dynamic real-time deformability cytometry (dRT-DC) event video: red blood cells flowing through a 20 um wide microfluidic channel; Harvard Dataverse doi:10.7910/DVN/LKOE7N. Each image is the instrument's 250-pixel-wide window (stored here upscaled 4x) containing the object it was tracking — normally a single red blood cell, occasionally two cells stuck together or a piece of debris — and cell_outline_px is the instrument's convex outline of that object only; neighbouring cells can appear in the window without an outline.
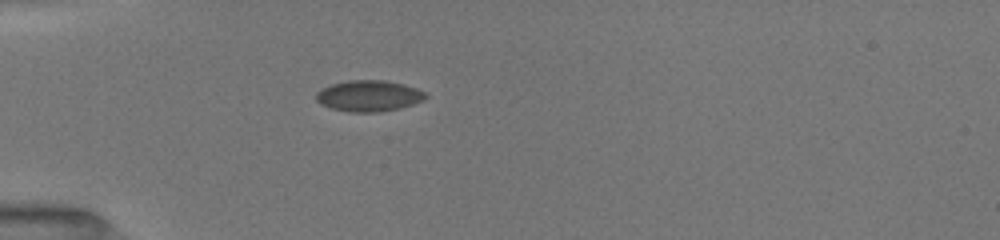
{"species": "common noctule bat (a hibernating species)", "species_latin": "Nyctalus noctula", "temperature_condition": "room temperature", "stored_images_in_passage": 29, "camera_frame_rate_fps": 3000, "um_per_image_px": 0.085, "animal": {"sex": "female", "body_mass_g": 19.5, "forearm_length_mm": 54.1}, "frame": {"image": 1, "passage_image": 1, "time_ms": 0.0, "image_size_px": [1000, 240], "cell_outline_px": [[428, 96], [424, 100], [400, 108], [376, 112], [348, 112], [332, 108], [320, 104], [316, 100], [316, 92], [332, 84], [348, 80], [384, 80], [404, 84], [416, 88], [424, 92]], "centroid_in_image_um": [31.35, 8.15], "position_along_channel_um": 53.6, "area_um2": 19.77}}
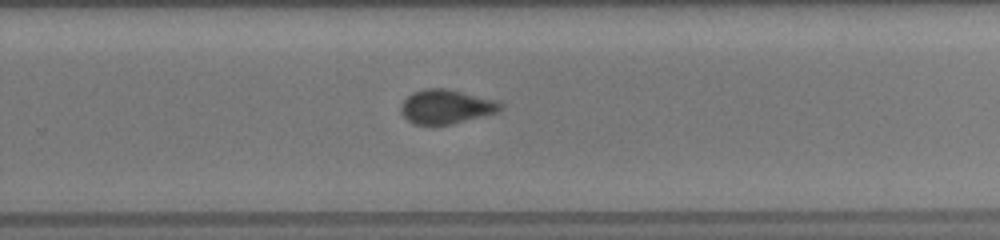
{"frame": {"image": 2, "passage_image": 15, "time_ms": 6.333, "image_size_px": [1000, 240], "cell_outline_px": [[504, 108], [496, 112], [452, 124], [412, 124], [400, 112], [400, 104], [412, 92], [424, 88], [444, 88], [500, 100], [504, 104]], "centroid_in_image_um": [37.93, 9.05], "position_along_channel_um": 291.9, "area_um2": 19.94}}
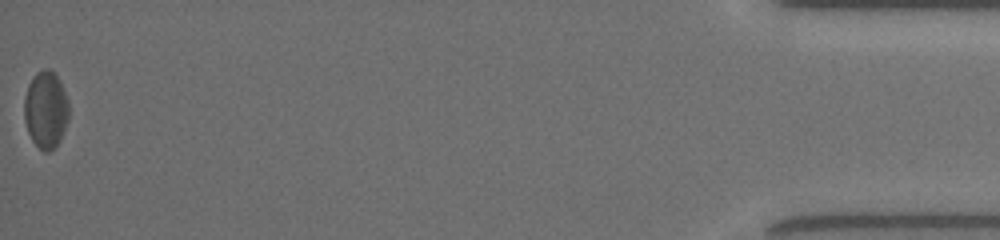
{"frame": {"image": 3, "passage_image": 29, "time_ms": 12.0, "image_size_px": [1000, 240], "cell_outline_px": [[68, 120], [60, 140], [48, 152], [44, 152], [32, 140], [28, 132], [24, 120], [24, 96], [28, 84], [32, 76], [36, 72], [44, 68], [48, 68], [56, 76], [68, 100]], "centroid_in_image_um": [3.86, 9.31], "position_along_channel_um": 431.3, "area_um2": 19.94}, "authors_computed_cell_mechanics": {"area_um2": 19.941, "velocity_mm_per_s": 3.9901, "shape_relaxation_time_tau1_ms": 4.5408, "shape_relaxation_time_tau2_ms": 1.4818, "deformation_change_tau1": 0.0917, "deformation_change_tau2": 0.0657}}